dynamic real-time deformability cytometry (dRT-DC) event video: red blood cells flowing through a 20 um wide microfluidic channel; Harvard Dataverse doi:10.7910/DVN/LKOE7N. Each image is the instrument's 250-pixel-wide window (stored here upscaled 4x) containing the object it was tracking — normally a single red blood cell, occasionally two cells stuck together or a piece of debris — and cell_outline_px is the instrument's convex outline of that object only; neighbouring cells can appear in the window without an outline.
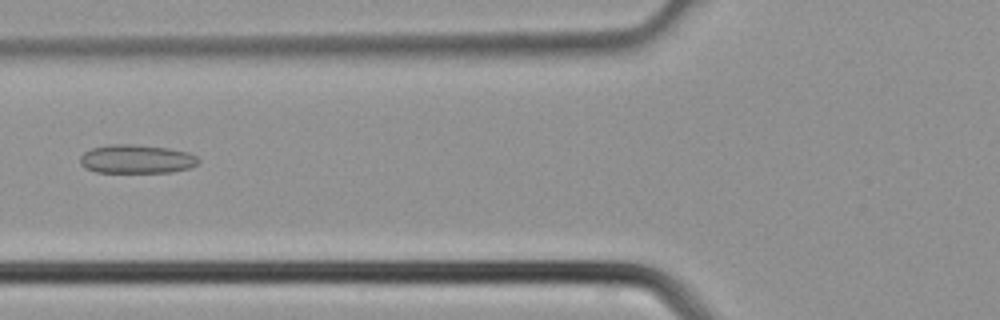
{"species": "common noctule bat (a hibernating species)", "species_latin": "Nyctalus noctula", "temperature_condition": "cold", "stored_images_in_passage": 3, "camera_frame_rate_fps": 3000, "um_per_image_px": 0.085, "animal": {"sex": "male", "body_mass_g": 21.5, "forearm_length_mm": 52.0}, "frame": {"image": 1, "passage_image": 3, "time_ms": 0.667, "image_size_px": [1000, 320], "cell_outline_px": [[200, 160], [196, 164], [188, 168], [172, 172], [96, 172], [84, 168], [80, 164], [80, 156], [84, 152], [92, 148], [108, 144], [132, 144], [168, 148], [188, 152], [196, 156]], "centroid_in_image_um": [11.57, 13.52], "position_along_channel_um": 114.2, "area_um2": 19.83}}